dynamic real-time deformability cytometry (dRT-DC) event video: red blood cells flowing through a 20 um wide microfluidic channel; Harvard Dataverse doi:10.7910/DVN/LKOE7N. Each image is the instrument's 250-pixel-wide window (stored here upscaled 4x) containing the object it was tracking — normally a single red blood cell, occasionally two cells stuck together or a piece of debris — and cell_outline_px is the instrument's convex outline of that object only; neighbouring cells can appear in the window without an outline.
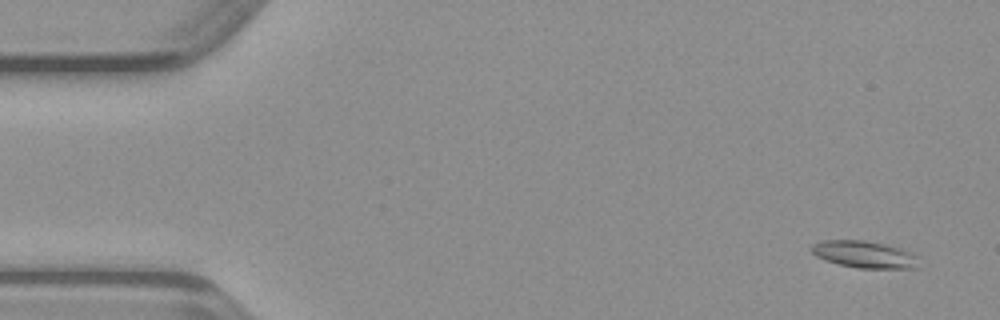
{"species": "common noctule bat (a hibernating species)", "species_latin": "Nyctalus noctula", "temperature_condition": "warm", "stored_images_in_passage": 15, "camera_frame_rate_fps": 3000, "um_per_image_px": 0.085, "animal": {"sex": "male", "body_mass_g": 23.1, "forearm_length_mm": 52.7}, "frame": {"image": 1, "passage_image": 3, "time_ms": 0.667, "image_size_px": [1000, 320], "cell_outline_px": [[916, 268], [860, 268], [840, 264], [824, 260], [816, 256], [812, 252], [812, 244], [824, 240], [864, 240], [884, 244], [900, 248], [912, 252], [916, 256]], "centroid_in_image_um": [73.45, 21.61], "position_along_channel_um": 11.6, "area_um2": 16.65}}
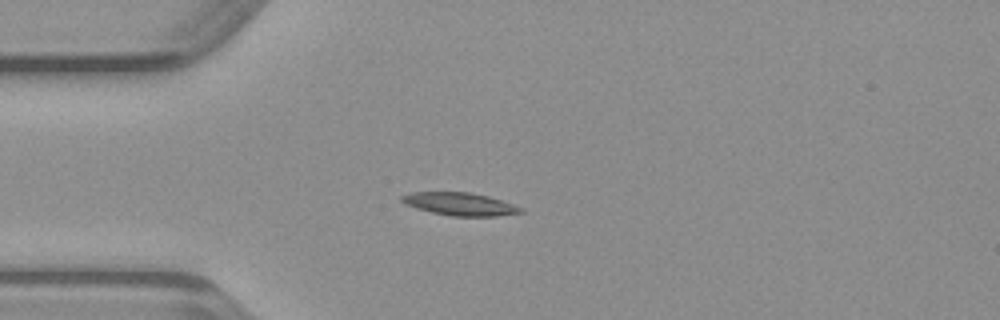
{"frame": {"image": 2, "passage_image": 13, "time_ms": 4.0, "image_size_px": [1000, 320], "cell_outline_px": [[524, 212], [496, 216], [452, 216], [432, 212], [416, 208], [400, 200], [400, 196], [412, 192], [468, 192], [488, 196], [524, 208]], "centroid_in_image_um": [39.1, 17.34], "position_along_channel_um": 45.9, "area_um2": 15.66}}